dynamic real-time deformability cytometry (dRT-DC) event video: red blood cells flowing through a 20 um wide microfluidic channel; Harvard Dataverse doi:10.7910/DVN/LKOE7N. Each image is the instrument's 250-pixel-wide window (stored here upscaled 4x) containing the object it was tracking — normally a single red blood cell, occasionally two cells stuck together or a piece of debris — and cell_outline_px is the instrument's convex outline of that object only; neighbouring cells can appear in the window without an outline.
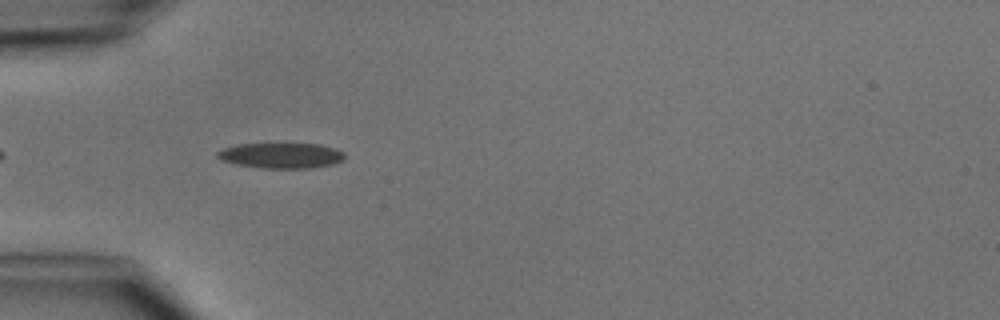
{"species": "common noctule bat (a hibernating species)", "species_latin": "Nyctalus noctula", "temperature_condition": "cold", "stored_images_in_passage": 5, "segment_of_instrument_passage": [2, 2], "camera_frame_rate_fps": 3000, "um_per_image_px": 0.085, "animal": {"sex": "male", "body_mass_g": 15.6}, "frame": {"image": 1, "passage_image": 5, "time_ms": 4.667, "image_size_px": [1000, 320], "cell_outline_px": [[344, 160], [332, 164], [312, 168], [264, 168], [236, 164], [220, 160], [216, 156], [216, 152], [224, 148], [236, 144], [320, 144], [336, 148], [344, 152]], "centroid_in_image_um": [23.9, 13.22], "position_along_channel_um": 61.1, "area_um2": 18.9}}